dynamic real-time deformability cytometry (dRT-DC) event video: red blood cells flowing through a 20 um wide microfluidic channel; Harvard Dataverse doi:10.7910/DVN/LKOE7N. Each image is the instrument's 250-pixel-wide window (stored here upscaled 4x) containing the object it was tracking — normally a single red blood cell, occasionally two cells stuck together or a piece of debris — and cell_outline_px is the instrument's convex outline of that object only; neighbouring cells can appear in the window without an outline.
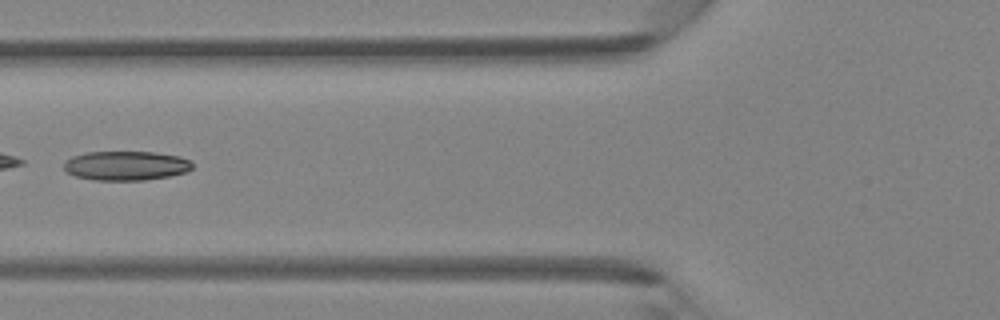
{"species": "Egyptian fruit bat (a non-hibernating species)", "species_latin": "Rousettus aegyptiacus", "temperature_condition": "room temperature", "stored_images_in_passage": 6, "camera_frame_rate_fps": 3000, "um_per_image_px": 0.085, "animal": {"sex": "female"}, "frame": {"image": 1, "passage_image": 5, "time_ms": 1.333, "image_size_px": [1000, 320], "cell_outline_px": [[192, 168], [188, 172], [168, 176], [144, 180], [92, 180], [76, 176], [68, 172], [64, 168], [64, 160], [72, 156], [88, 152], [156, 152], [180, 156], [192, 160]], "centroid_in_image_um": [10.73, 14.08], "position_along_channel_um": 115.1, "area_um2": 22.08}}
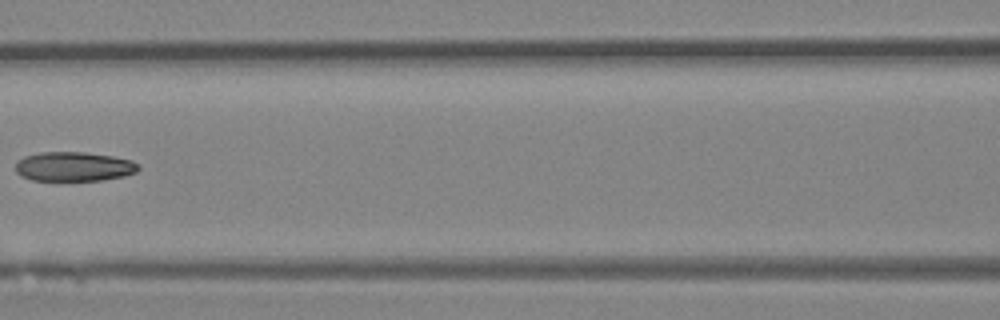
{"frame": {"image": 2, "passage_image": 6, "time_ms": 1.667, "image_size_px": [1000, 320], "cell_outline_px": [[140, 168], [136, 172], [124, 176], [100, 180], [32, 180], [20, 176], [16, 172], [16, 160], [24, 156], [40, 152], [84, 152], [112, 156], [132, 160]], "centroid_in_image_um": [6.24, 14.15], "position_along_channel_um": 160.4, "area_um2": 21.04}}